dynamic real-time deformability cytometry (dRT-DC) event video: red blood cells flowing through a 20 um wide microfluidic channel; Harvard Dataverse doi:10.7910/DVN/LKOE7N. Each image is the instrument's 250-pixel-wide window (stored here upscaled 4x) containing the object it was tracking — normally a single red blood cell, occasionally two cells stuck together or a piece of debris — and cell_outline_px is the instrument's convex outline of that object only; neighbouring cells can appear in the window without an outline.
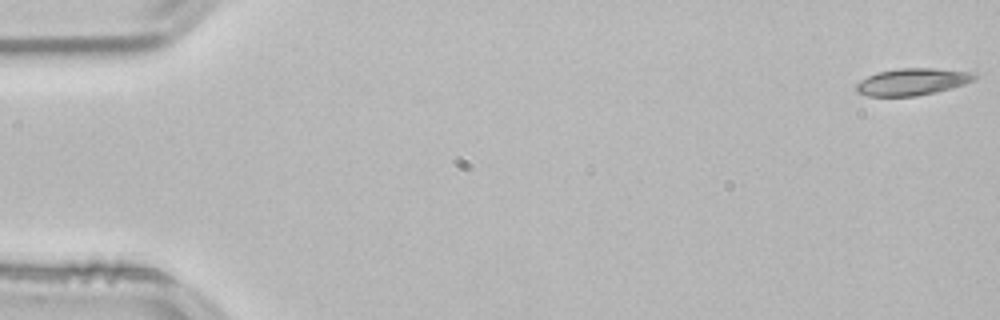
{"species": "common noctule bat (a hibernating species)", "species_latin": "Nyctalus noctula", "temperature_condition": "room temperature", "stored_images_in_passage": 53, "camera_frame_rate_fps": 3000, "um_per_image_px": 0.085, "animal": {"sex": "male", "body_mass_g": 21.5, "forearm_length_mm": 52.0}, "frame": {"image": 1, "passage_image": 1, "time_ms": 0.0, "image_size_px": [1000, 320], "cell_outline_px": [[976, 80], [952, 88], [936, 92], [916, 96], [868, 96], [856, 92], [856, 84], [860, 80], [876, 72], [900, 68], [932, 68], [976, 72]], "centroid_in_image_um": [77.56, 6.95], "position_along_channel_um": 7.4, "area_um2": 18.73}}
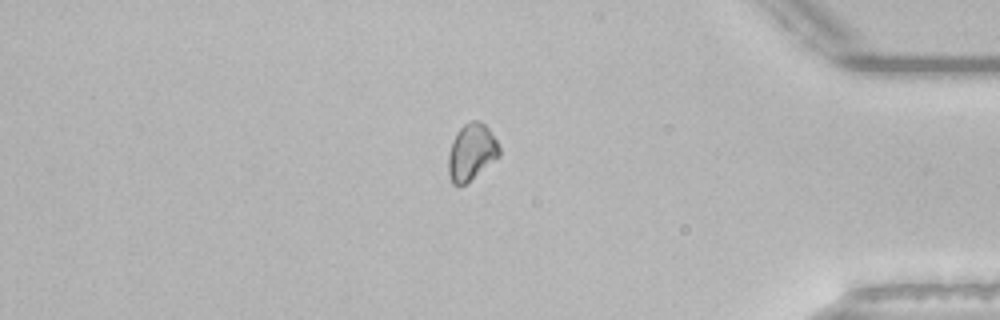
{"frame": {"image": 2, "passage_image": 45, "time_ms": 14.667, "image_size_px": [1000, 320], "cell_outline_px": [[500, 156], [468, 184], [452, 184], [448, 172], [448, 156], [452, 140], [456, 132], [464, 124], [472, 120], [480, 120], [488, 128], [496, 140], [500, 148]], "centroid_in_image_um": [40.07, 12.94], "position_along_channel_um": 395.1, "area_um2": 17.05}}
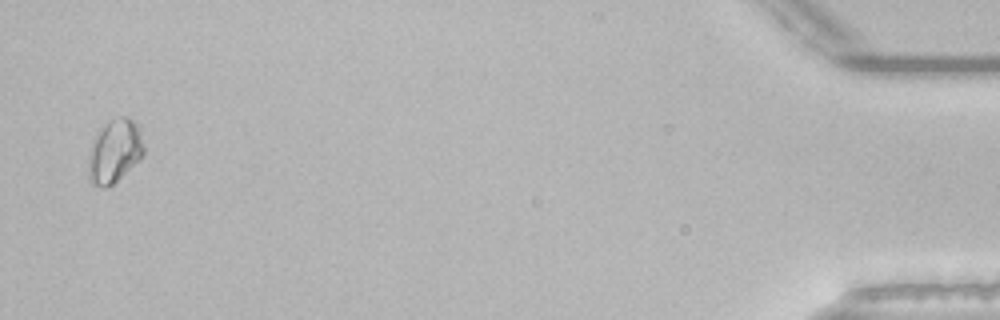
{"frame": {"image": 3, "passage_image": 52, "time_ms": 17.0, "image_size_px": [1000, 320], "cell_outline_px": [[144, 152], [140, 160], [112, 184], [104, 188], [100, 188], [88, 176], [88, 156], [96, 132], [108, 120], [120, 116], [128, 116], [132, 120], [136, 128], [144, 148]], "centroid_in_image_um": [9.7, 12.84], "position_along_channel_um": 425.5, "area_um2": 20.11}}